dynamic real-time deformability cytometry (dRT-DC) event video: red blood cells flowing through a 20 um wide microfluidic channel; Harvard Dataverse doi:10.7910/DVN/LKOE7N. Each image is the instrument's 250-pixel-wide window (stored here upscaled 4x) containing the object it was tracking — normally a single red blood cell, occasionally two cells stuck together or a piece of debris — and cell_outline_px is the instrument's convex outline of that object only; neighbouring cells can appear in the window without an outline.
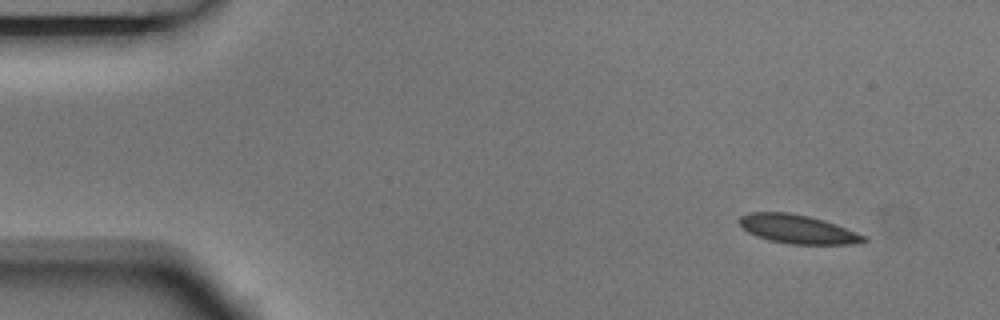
{"species": "Egyptian fruit bat (a non-hibernating species)", "species_latin": "Rousettus aegyptiacus", "temperature_condition": "room temperature", "stored_images_in_passage": 3, "camera_frame_rate_fps": 3000, "um_per_image_px": 0.085, "animal": {"sex": "male"}, "frame": {"image": 1, "passage_image": 1, "time_ms": 0.0, "image_size_px": [1000, 320], "cell_outline_px": [[868, 240], [852, 244], [792, 244], [768, 240], [756, 236], [748, 232], [740, 224], [740, 216], [748, 212], [788, 212], [808, 216], [824, 220], [836, 224], [868, 236]], "centroid_in_image_um": [67.82, 19.48], "position_along_channel_um": 17.2, "area_um2": 20.87}}